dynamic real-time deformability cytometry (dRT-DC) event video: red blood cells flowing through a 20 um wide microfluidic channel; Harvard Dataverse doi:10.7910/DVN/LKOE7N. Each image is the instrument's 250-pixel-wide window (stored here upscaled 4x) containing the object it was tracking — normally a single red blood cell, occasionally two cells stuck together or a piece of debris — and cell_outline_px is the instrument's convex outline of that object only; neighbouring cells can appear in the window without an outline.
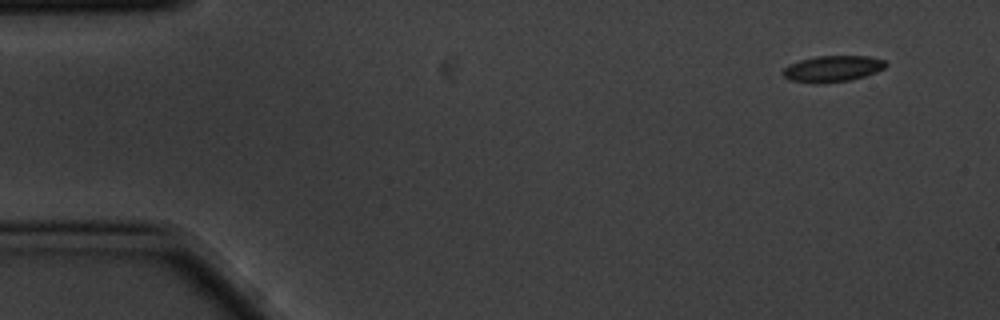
{"species": "common noctule bat (a hibernating species)", "species_latin": "Nyctalus noctula", "temperature_condition": "cold", "stored_images_in_passage": 6, "camera_frame_rate_fps": 3000, "um_per_image_px": 0.085, "animal": {"sex": "male", "body_mass_g": 20.1, "forearm_length_mm": 53.5}, "frame": {"image": 1, "passage_image": 6, "time_ms": 1.667, "image_size_px": [1000, 320], "cell_outline_px": [[888, 64], [884, 68], [876, 72], [864, 76], [848, 80], [788, 80], [780, 72], [788, 64], [800, 60], [816, 56], [868, 56], [884, 60]], "centroid_in_image_um": [70.79, 5.78], "position_along_channel_um": 14.2, "area_um2": 14.91}}